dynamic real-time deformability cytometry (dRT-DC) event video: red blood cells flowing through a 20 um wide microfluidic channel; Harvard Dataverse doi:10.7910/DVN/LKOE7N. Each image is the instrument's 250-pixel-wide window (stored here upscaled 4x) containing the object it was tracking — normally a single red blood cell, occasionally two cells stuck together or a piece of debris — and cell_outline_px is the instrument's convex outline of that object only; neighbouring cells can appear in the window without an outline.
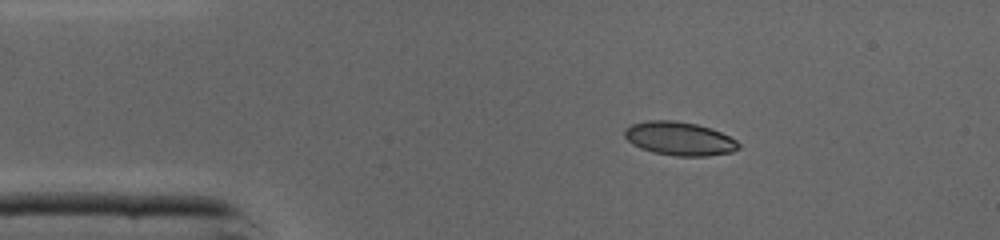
{"species": "common noctule bat (a hibernating species)", "species_latin": "Nyctalus noctula", "temperature_condition": "cold", "stored_images_in_passage": 39, "camera_frame_rate_fps": 3000, "um_per_image_px": 0.085, "animal": {"sex": "male", "body_mass_g": 19.0, "forearm_length_mm": 50.8}, "frame": {"image": 1, "passage_image": 1, "time_ms": 0.0, "image_size_px": [1000, 240], "cell_outline_px": [[740, 148], [732, 152], [704, 156], [676, 156], [652, 152], [640, 148], [632, 144], [624, 136], [624, 128], [632, 124], [648, 120], [676, 120], [696, 124], [712, 128], [736, 140], [740, 144]], "centroid_in_image_um": [57.73, 11.78], "position_along_channel_um": 27.3, "area_um2": 22.43}}
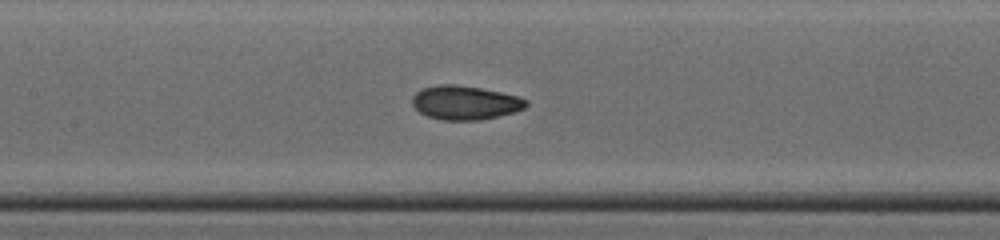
{"frame": {"image": 2, "passage_image": 14, "time_ms": 4.333, "image_size_px": [1000, 240], "cell_outline_px": [[528, 104], [524, 108], [500, 116], [480, 120], [444, 120], [428, 116], [420, 112], [412, 104], [412, 96], [420, 88], [436, 84], [456, 84], [480, 88], [500, 92], [516, 96], [528, 100]], "centroid_in_image_um": [39.5, 8.71], "position_along_channel_um": 167.9, "area_um2": 22.54}}
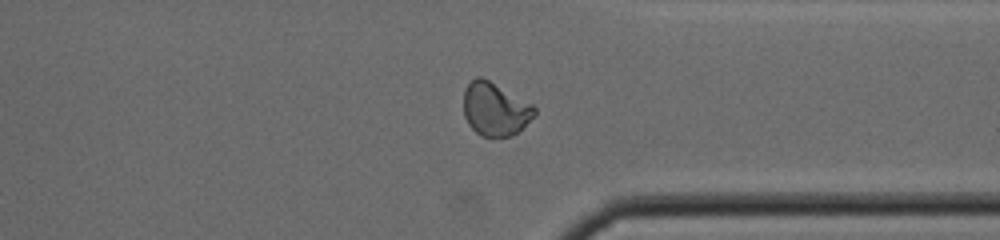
{"frame": {"image": 3, "passage_image": 28, "time_ms": 9.0, "image_size_px": [1000, 240], "cell_outline_px": [[536, 112], [512, 136], [480, 136], [468, 124], [464, 116], [464, 88], [476, 76], [480, 76], [488, 80], [532, 104], [536, 108]], "centroid_in_image_um": [42.04, 9.27], "position_along_channel_um": 369.4, "area_um2": 21.56}, "authors_computed_cell_mechanics": {"area_um2": 22.0218, "velocity_mm_per_s": 4.3722, "shape_relaxation_time_tau1_ms": 7.2656, "shape_relaxation_time_tau2_ms": 1.2967, "deformation_change_tau1": 0.1765, "deformation_change_tau2": 0.0424}}